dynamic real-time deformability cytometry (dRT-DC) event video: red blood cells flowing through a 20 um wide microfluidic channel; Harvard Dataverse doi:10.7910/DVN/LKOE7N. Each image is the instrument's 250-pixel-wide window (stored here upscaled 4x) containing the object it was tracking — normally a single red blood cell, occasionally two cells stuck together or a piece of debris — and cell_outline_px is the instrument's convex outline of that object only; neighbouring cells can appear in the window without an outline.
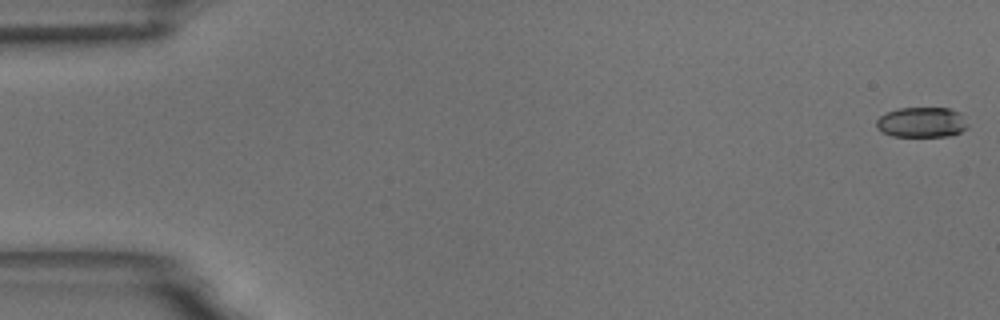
{"species": "common noctule bat (a hibernating species)", "species_latin": "Nyctalus noctula", "temperature_condition": "room temperature", "stored_images_in_passage": 59, "camera_frame_rate_fps": 3000, "um_per_image_px": 0.085, "animal": {"sex": "male", "body_mass_g": 18.8}, "frame": {"image": 1, "passage_image": 1, "time_ms": 0.0, "image_size_px": [1000, 320], "cell_outline_px": [[968, 128], [960, 132], [948, 136], [892, 136], [880, 132], [876, 128], [876, 120], [880, 116], [888, 112], [900, 108], [948, 108], [960, 112], [968, 124]], "centroid_in_image_um": [78.34, 10.4], "position_along_channel_um": 6.7, "area_um2": 16.18}}
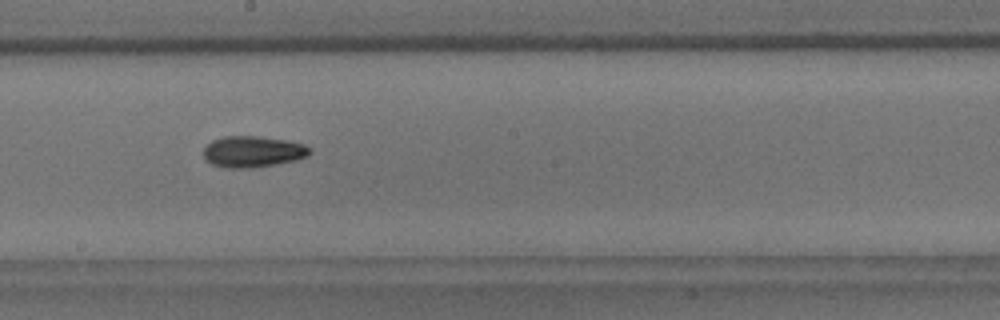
{"frame": {"image": 2, "passage_image": 33, "time_ms": 10.667, "image_size_px": [1000, 320], "cell_outline_px": [[312, 152], [308, 156], [296, 160], [256, 168], [224, 168], [212, 164], [204, 156], [204, 148], [212, 140], [224, 136], [256, 136], [284, 140], [304, 144], [312, 148]], "centroid_in_image_um": [21.52, 12.9], "position_along_channel_um": 226.7, "area_um2": 19.42}}
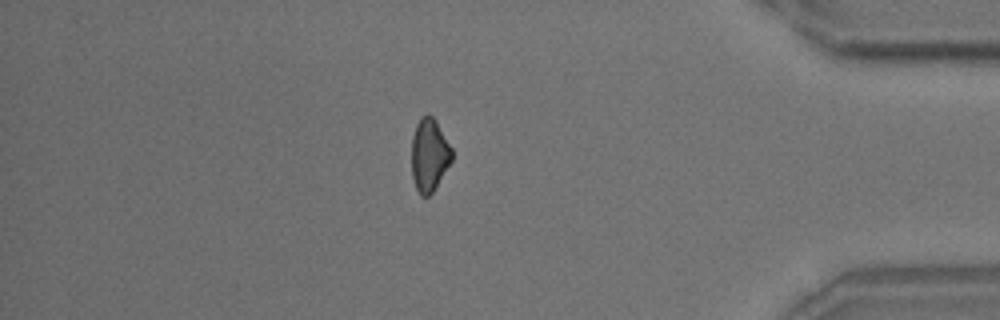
{"frame": {"image": 3, "passage_image": 51, "time_ms": 16.667, "image_size_px": [1000, 320], "cell_outline_px": [[452, 160], [432, 192], [428, 196], [420, 196], [416, 188], [412, 176], [412, 136], [416, 124], [420, 116], [428, 112], [436, 120], [452, 148]], "centroid_in_image_um": [36.48, 13.13], "position_along_channel_um": 398.7, "area_um2": 17.17}, "authors_computed_cell_mechanics": {"area_um2": 17.7446, "velocity_mm_per_s": 3.4419, "shape_relaxation_time_tau1_ms": null, "shape_relaxation_time_tau2_ms": 6.8071, "deformation_change_tau1": null, "deformation_change_tau2": 0.1366}}